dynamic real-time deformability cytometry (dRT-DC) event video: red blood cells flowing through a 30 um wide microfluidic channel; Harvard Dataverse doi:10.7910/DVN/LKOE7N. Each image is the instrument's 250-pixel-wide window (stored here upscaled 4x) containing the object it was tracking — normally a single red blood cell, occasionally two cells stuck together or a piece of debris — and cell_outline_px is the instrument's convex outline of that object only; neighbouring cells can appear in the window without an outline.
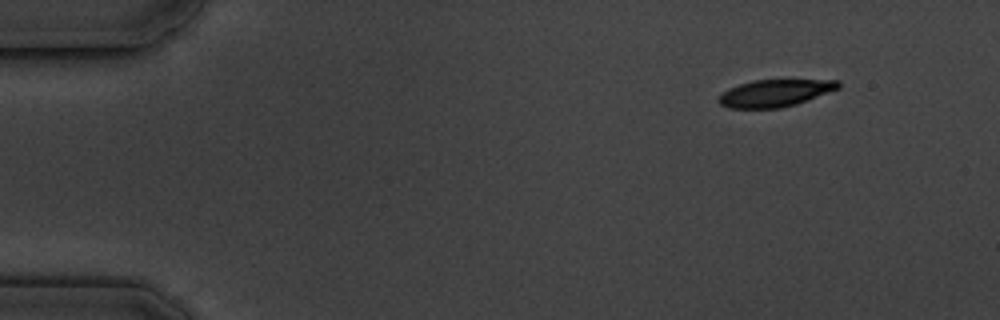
{"species": "common noctule bat (a hibernating species)", "species_latin": "Nyctalus noctula", "temperature_condition": "cold", "stored_images_in_passage": 3, "segment_of_instrument_passage": [2, 2], "camera_frame_rate_fps": 3000, "um_per_image_px": 0.085, "animal": {"sex": "male", "body_mass_g": 19.5, "forearm_length_mm": 54.6}, "frame": {"image": 1, "passage_image": 3, "time_ms": 3.333, "image_size_px": [1000, 320], "cell_outline_px": [[840, 88], [808, 100], [796, 104], [780, 108], [728, 108], [720, 104], [716, 100], [728, 88], [740, 84], [756, 80], [840, 80]], "centroid_in_image_um": [65.88, 7.91], "position_along_channel_um": 19.1, "area_um2": 18.84}}